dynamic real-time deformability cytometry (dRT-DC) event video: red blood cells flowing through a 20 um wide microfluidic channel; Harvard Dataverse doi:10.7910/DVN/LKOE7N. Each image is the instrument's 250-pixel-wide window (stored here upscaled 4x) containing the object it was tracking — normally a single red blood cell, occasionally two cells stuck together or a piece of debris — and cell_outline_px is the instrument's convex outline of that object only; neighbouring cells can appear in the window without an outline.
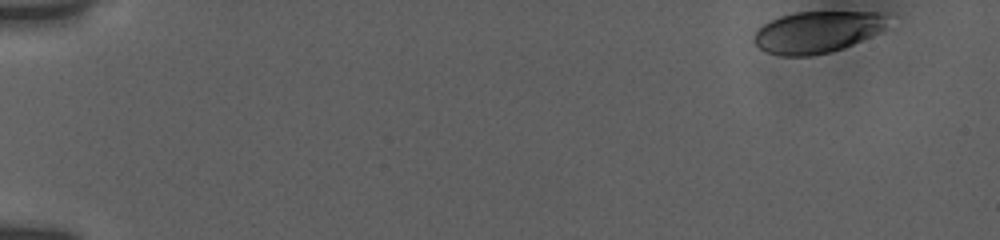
{"species": "human", "species_latin": "Homo sapiens", "temperature_condition": "room temperature", "stored_images_in_passage": 79, "camera_frame_rate_fps": 3000, "um_per_image_px": 0.085, "donor": {"sex": "female"}, "frame": {"image": 1, "passage_image": 1, "time_ms": 0.0, "image_size_px": [1000, 240], "cell_outline_px": [[888, 16], [884, 28], [844, 48], [828, 52], [808, 56], [780, 56], [768, 52], [760, 48], [752, 40], [756, 28], [780, 16], [796, 12], [880, 12]], "centroid_in_image_um": [69.39, 2.72], "position_along_channel_um": 15.6, "area_um2": 32.14}}
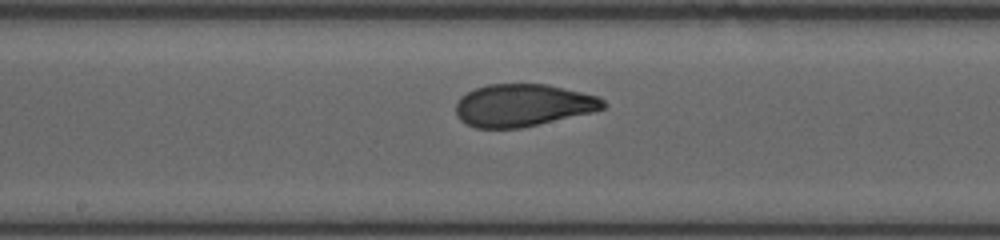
{"frame": {"image": 2, "passage_image": 41, "time_ms": 9.0, "image_size_px": [1000, 240], "cell_outline_px": [[604, 108], [592, 112], [520, 128], [476, 128], [464, 124], [456, 116], [456, 100], [460, 96], [476, 88], [488, 84], [548, 84], [596, 96], [604, 100]], "centroid_in_image_um": [44.38, 8.95], "position_along_channel_um": 203.8, "area_um2": 36.3}}
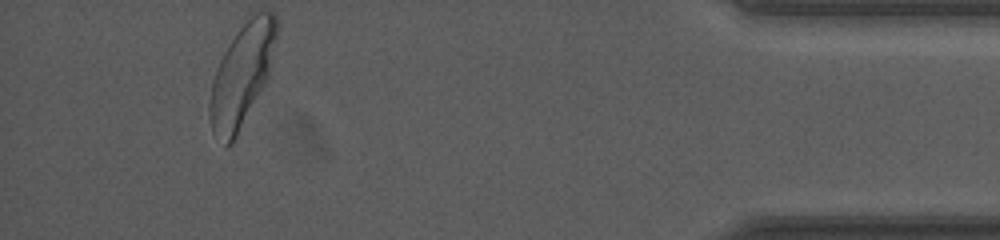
{"frame": {"image": 3, "passage_image": 78, "time_ms": 16.0, "image_size_px": [1000, 240], "cell_outline_px": [[276, 36], [268, 76], [232, 144], [224, 144], [212, 128], [208, 112], [208, 104], [212, 80], [216, 68], [224, 52], [244, 16], [248, 12], [272, 12], [276, 16]], "centroid_in_image_um": [20.53, 6.29], "position_along_channel_um": 414.7, "area_um2": 39.36}, "authors_computed_cell_mechanics": {"area_um2": 36.414, "velocity_mm_per_s": 3.751, "shape_relaxation_time_tau1_ms": 4.6326, "shape_relaxation_time_tau2_ms": null, "deformation_change_tau1": 0.1584, "deformation_change_tau2": null}}